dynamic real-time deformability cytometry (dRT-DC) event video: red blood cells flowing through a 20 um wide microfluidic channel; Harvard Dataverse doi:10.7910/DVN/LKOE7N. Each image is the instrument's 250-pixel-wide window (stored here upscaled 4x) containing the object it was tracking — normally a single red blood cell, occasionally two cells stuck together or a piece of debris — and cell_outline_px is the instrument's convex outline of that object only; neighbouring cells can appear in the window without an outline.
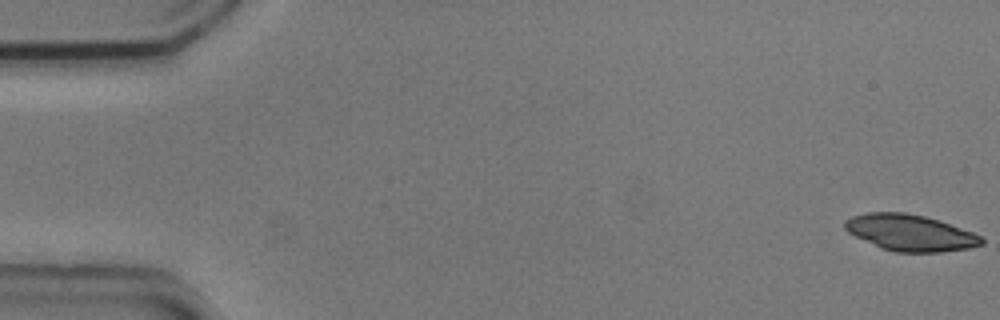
{"species": "common noctule bat (a hibernating species)", "species_latin": "Nyctalus noctula", "temperature_condition": "cold", "stored_images_in_passage": 5, "camera_frame_rate_fps": 3000, "um_per_image_px": 0.085, "animal": {"sex": "male", "body_mass_g": 20.5, "forearm_length_mm": 52.5}, "frame": {"image": 1, "passage_image": 1, "time_ms": 0.0, "image_size_px": [1000, 320], "cell_outline_px": [[984, 244], [968, 248], [940, 252], [896, 252], [880, 248], [848, 232], [844, 228], [844, 220], [852, 216], [868, 212], [904, 212], [924, 216], [940, 220], [972, 232], [980, 236], [984, 240]], "centroid_in_image_um": [77.35, 19.78], "position_along_channel_um": 7.6, "area_um2": 28.9}}